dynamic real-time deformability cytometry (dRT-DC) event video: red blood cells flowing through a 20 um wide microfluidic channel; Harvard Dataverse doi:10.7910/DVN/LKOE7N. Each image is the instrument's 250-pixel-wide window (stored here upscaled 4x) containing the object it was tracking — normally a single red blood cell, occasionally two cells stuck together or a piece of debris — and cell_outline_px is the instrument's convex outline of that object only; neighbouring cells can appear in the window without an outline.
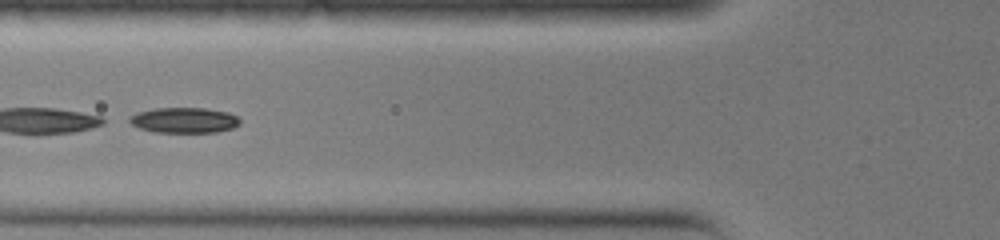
{"species": "common noctule bat (a hibernating species)", "species_latin": "Nyctalus noctula", "temperature_condition": "warm", "stored_images_in_passage": 28, "camera_frame_rate_fps": 3000, "um_per_image_px": 0.085, "animal": {"sex": "female", "body_mass_g": 19.0, "forearm_length_mm": 51.5}, "frame": {"image": 1, "passage_image": 8, "time_ms": 2.333, "image_size_px": [1000, 240], "cell_outline_px": [[240, 124], [232, 128], [216, 132], [152, 132], [140, 128], [132, 124], [128, 120], [128, 116], [136, 112], [156, 108], [204, 108], [228, 112], [236, 116], [240, 120]], "centroid_in_image_um": [15.62, 10.21], "position_along_channel_um": 110.2, "area_um2": 16.42}}